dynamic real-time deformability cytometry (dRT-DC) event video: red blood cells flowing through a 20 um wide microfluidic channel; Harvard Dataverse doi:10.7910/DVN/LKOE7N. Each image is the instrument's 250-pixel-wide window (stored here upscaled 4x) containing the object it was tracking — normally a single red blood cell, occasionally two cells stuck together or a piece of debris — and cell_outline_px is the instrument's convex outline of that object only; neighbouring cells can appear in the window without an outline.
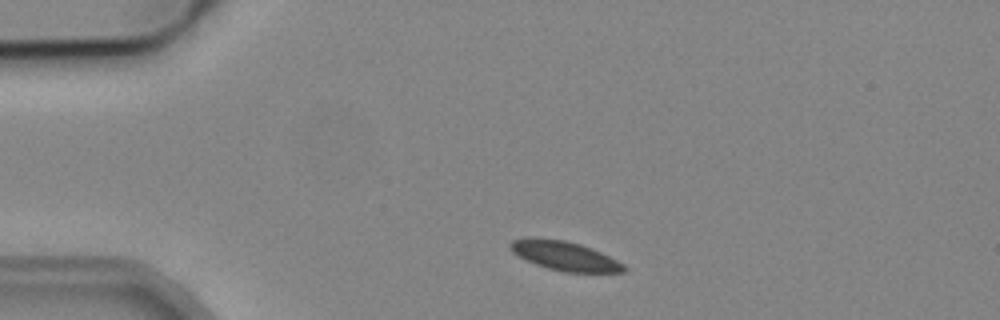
{"species": "common noctule bat (a hibernating species)", "species_latin": "Nyctalus noctula", "temperature_condition": "cold", "stored_images_in_passage": 3, "camera_frame_rate_fps": 3000, "um_per_image_px": 0.085, "animal": {"sex": "male", "body_mass_g": 19.2, "forearm_length_mm": 51.8}, "frame": {"image": 1, "passage_image": 1, "time_ms": 0.0, "image_size_px": [1000, 320], "cell_outline_px": [[628, 268], [624, 272], [564, 272], [548, 268], [536, 264], [512, 252], [508, 244], [512, 240], [564, 240], [580, 244], [600, 252], [624, 264]], "centroid_in_image_um": [48.07, 21.79], "position_along_channel_um": 36.9, "area_um2": 18.5}}